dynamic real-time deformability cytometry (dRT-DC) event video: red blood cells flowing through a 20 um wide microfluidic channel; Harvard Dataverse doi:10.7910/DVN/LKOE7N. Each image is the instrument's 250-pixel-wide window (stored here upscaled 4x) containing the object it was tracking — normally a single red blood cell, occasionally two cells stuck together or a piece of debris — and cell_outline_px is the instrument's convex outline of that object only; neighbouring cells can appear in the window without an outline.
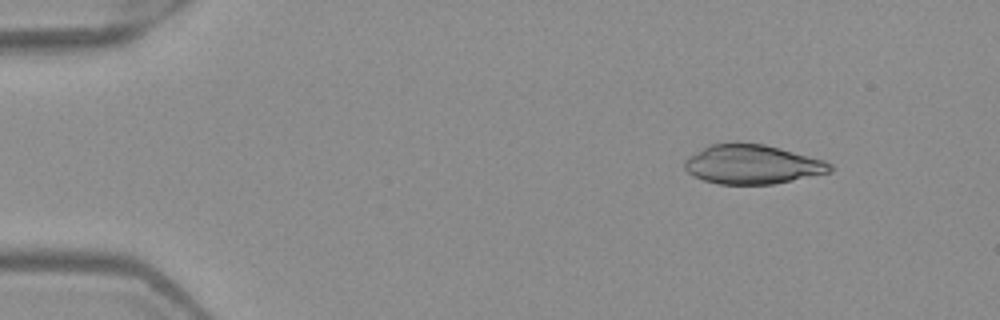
{"species": "Egyptian fruit bat (a non-hibernating species)", "species_latin": "Rousettus aegyptiacus", "temperature_condition": "warm", "stored_images_in_passage": 6, "camera_frame_rate_fps": 3000, "um_per_image_px": 0.085, "frame": {"image": 1, "passage_image": 2, "time_ms": 0.333, "image_size_px": [1000, 320], "cell_outline_px": [[836, 168], [832, 172], [772, 184], [720, 184], [704, 180], [692, 176], [684, 168], [684, 160], [704, 148], [712, 144], [736, 140], [764, 144], [780, 148], [824, 160], [832, 164]], "centroid_in_image_um": [63.96, 13.95], "position_along_channel_um": 21.0, "area_um2": 33.58}}